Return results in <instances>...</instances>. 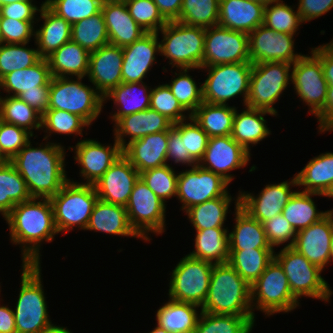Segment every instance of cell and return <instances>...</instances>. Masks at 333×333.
<instances>
[{
  "label": "cell",
  "mask_w": 333,
  "mask_h": 333,
  "mask_svg": "<svg viewBox=\"0 0 333 333\" xmlns=\"http://www.w3.org/2000/svg\"><path fill=\"white\" fill-rule=\"evenodd\" d=\"M50 200L56 229L66 235L74 227L85 231L98 196L94 185L75 183L69 178Z\"/></svg>",
  "instance_id": "52a82bcc"
},
{
  "label": "cell",
  "mask_w": 333,
  "mask_h": 333,
  "mask_svg": "<svg viewBox=\"0 0 333 333\" xmlns=\"http://www.w3.org/2000/svg\"><path fill=\"white\" fill-rule=\"evenodd\" d=\"M52 74L46 58H41L31 67L10 72L0 79L1 89L8 96L17 97L19 94L38 90L39 86L50 85Z\"/></svg>",
  "instance_id": "d590c367"
},
{
  "label": "cell",
  "mask_w": 333,
  "mask_h": 333,
  "mask_svg": "<svg viewBox=\"0 0 333 333\" xmlns=\"http://www.w3.org/2000/svg\"><path fill=\"white\" fill-rule=\"evenodd\" d=\"M122 82H144L160 56V38L157 33H146L132 44L122 48Z\"/></svg>",
  "instance_id": "7402d4cb"
},
{
  "label": "cell",
  "mask_w": 333,
  "mask_h": 333,
  "mask_svg": "<svg viewBox=\"0 0 333 333\" xmlns=\"http://www.w3.org/2000/svg\"><path fill=\"white\" fill-rule=\"evenodd\" d=\"M265 6L250 0H220L218 25L249 34L263 24Z\"/></svg>",
  "instance_id": "4316f807"
},
{
  "label": "cell",
  "mask_w": 333,
  "mask_h": 333,
  "mask_svg": "<svg viewBox=\"0 0 333 333\" xmlns=\"http://www.w3.org/2000/svg\"><path fill=\"white\" fill-rule=\"evenodd\" d=\"M251 305L270 317L277 313H289L300 305L290 291L288 279L279 262L274 258L251 285Z\"/></svg>",
  "instance_id": "30bf717a"
},
{
  "label": "cell",
  "mask_w": 333,
  "mask_h": 333,
  "mask_svg": "<svg viewBox=\"0 0 333 333\" xmlns=\"http://www.w3.org/2000/svg\"><path fill=\"white\" fill-rule=\"evenodd\" d=\"M250 62L249 35L219 25L205 30L203 67Z\"/></svg>",
  "instance_id": "2e32d148"
},
{
  "label": "cell",
  "mask_w": 333,
  "mask_h": 333,
  "mask_svg": "<svg viewBox=\"0 0 333 333\" xmlns=\"http://www.w3.org/2000/svg\"><path fill=\"white\" fill-rule=\"evenodd\" d=\"M101 12L107 27L109 44L123 48L147 33L130 16L126 3L103 2Z\"/></svg>",
  "instance_id": "83f0119b"
},
{
  "label": "cell",
  "mask_w": 333,
  "mask_h": 333,
  "mask_svg": "<svg viewBox=\"0 0 333 333\" xmlns=\"http://www.w3.org/2000/svg\"><path fill=\"white\" fill-rule=\"evenodd\" d=\"M201 310L198 305L169 299L156 311V323L170 333H193Z\"/></svg>",
  "instance_id": "e575fe53"
},
{
  "label": "cell",
  "mask_w": 333,
  "mask_h": 333,
  "mask_svg": "<svg viewBox=\"0 0 333 333\" xmlns=\"http://www.w3.org/2000/svg\"><path fill=\"white\" fill-rule=\"evenodd\" d=\"M122 47L107 44L90 53L88 80L104 97L122 83Z\"/></svg>",
  "instance_id": "603a6c76"
},
{
  "label": "cell",
  "mask_w": 333,
  "mask_h": 333,
  "mask_svg": "<svg viewBox=\"0 0 333 333\" xmlns=\"http://www.w3.org/2000/svg\"><path fill=\"white\" fill-rule=\"evenodd\" d=\"M331 231L327 219L299 230L293 248L301 253L310 263L324 270L331 262Z\"/></svg>",
  "instance_id": "484cf974"
},
{
  "label": "cell",
  "mask_w": 333,
  "mask_h": 333,
  "mask_svg": "<svg viewBox=\"0 0 333 333\" xmlns=\"http://www.w3.org/2000/svg\"><path fill=\"white\" fill-rule=\"evenodd\" d=\"M252 63L239 62L201 67L207 73L202 83L203 102L228 105L227 101L242 97L246 106Z\"/></svg>",
  "instance_id": "9c48e42d"
},
{
  "label": "cell",
  "mask_w": 333,
  "mask_h": 333,
  "mask_svg": "<svg viewBox=\"0 0 333 333\" xmlns=\"http://www.w3.org/2000/svg\"><path fill=\"white\" fill-rule=\"evenodd\" d=\"M140 173L122 154L94 184L98 199L126 206Z\"/></svg>",
  "instance_id": "44dd1931"
},
{
  "label": "cell",
  "mask_w": 333,
  "mask_h": 333,
  "mask_svg": "<svg viewBox=\"0 0 333 333\" xmlns=\"http://www.w3.org/2000/svg\"><path fill=\"white\" fill-rule=\"evenodd\" d=\"M50 85L39 86L38 90L26 91L17 97L43 115L49 109Z\"/></svg>",
  "instance_id": "03108f58"
},
{
  "label": "cell",
  "mask_w": 333,
  "mask_h": 333,
  "mask_svg": "<svg viewBox=\"0 0 333 333\" xmlns=\"http://www.w3.org/2000/svg\"><path fill=\"white\" fill-rule=\"evenodd\" d=\"M10 162V159L3 153L1 144H0V166L5 165Z\"/></svg>",
  "instance_id": "34e18365"
},
{
  "label": "cell",
  "mask_w": 333,
  "mask_h": 333,
  "mask_svg": "<svg viewBox=\"0 0 333 333\" xmlns=\"http://www.w3.org/2000/svg\"><path fill=\"white\" fill-rule=\"evenodd\" d=\"M220 0H183L179 22L208 28L217 26Z\"/></svg>",
  "instance_id": "f907efd6"
},
{
  "label": "cell",
  "mask_w": 333,
  "mask_h": 333,
  "mask_svg": "<svg viewBox=\"0 0 333 333\" xmlns=\"http://www.w3.org/2000/svg\"><path fill=\"white\" fill-rule=\"evenodd\" d=\"M274 249H245L229 251L228 263L250 285L260 277L274 259Z\"/></svg>",
  "instance_id": "7bdbcfd3"
},
{
  "label": "cell",
  "mask_w": 333,
  "mask_h": 333,
  "mask_svg": "<svg viewBox=\"0 0 333 333\" xmlns=\"http://www.w3.org/2000/svg\"><path fill=\"white\" fill-rule=\"evenodd\" d=\"M255 317L201 312L193 333H251Z\"/></svg>",
  "instance_id": "bcb514c9"
},
{
  "label": "cell",
  "mask_w": 333,
  "mask_h": 333,
  "mask_svg": "<svg viewBox=\"0 0 333 333\" xmlns=\"http://www.w3.org/2000/svg\"><path fill=\"white\" fill-rule=\"evenodd\" d=\"M28 44L0 43V79L10 72L31 67L41 59L37 47Z\"/></svg>",
  "instance_id": "816d5d0a"
},
{
  "label": "cell",
  "mask_w": 333,
  "mask_h": 333,
  "mask_svg": "<svg viewBox=\"0 0 333 333\" xmlns=\"http://www.w3.org/2000/svg\"><path fill=\"white\" fill-rule=\"evenodd\" d=\"M0 333H17L13 308L0 304Z\"/></svg>",
  "instance_id": "2644e50d"
},
{
  "label": "cell",
  "mask_w": 333,
  "mask_h": 333,
  "mask_svg": "<svg viewBox=\"0 0 333 333\" xmlns=\"http://www.w3.org/2000/svg\"><path fill=\"white\" fill-rule=\"evenodd\" d=\"M21 285L13 309L17 333H47L52 323L42 281L40 265L21 264Z\"/></svg>",
  "instance_id": "277c9868"
},
{
  "label": "cell",
  "mask_w": 333,
  "mask_h": 333,
  "mask_svg": "<svg viewBox=\"0 0 333 333\" xmlns=\"http://www.w3.org/2000/svg\"><path fill=\"white\" fill-rule=\"evenodd\" d=\"M86 231L101 232L121 237L139 238L131 228L127 210L124 206L115 205L98 199L93 207Z\"/></svg>",
  "instance_id": "1f68e13d"
},
{
  "label": "cell",
  "mask_w": 333,
  "mask_h": 333,
  "mask_svg": "<svg viewBox=\"0 0 333 333\" xmlns=\"http://www.w3.org/2000/svg\"><path fill=\"white\" fill-rule=\"evenodd\" d=\"M86 127L91 126L79 115L59 109H48L42 115L41 130L47 133L44 135L42 142L49 140L53 133L55 135H76V137L79 135L82 138L84 128L88 129Z\"/></svg>",
  "instance_id": "7dc6e473"
},
{
  "label": "cell",
  "mask_w": 333,
  "mask_h": 333,
  "mask_svg": "<svg viewBox=\"0 0 333 333\" xmlns=\"http://www.w3.org/2000/svg\"><path fill=\"white\" fill-rule=\"evenodd\" d=\"M0 120L26 129L33 136L42 129V115L18 97L0 95Z\"/></svg>",
  "instance_id": "ee69618b"
},
{
  "label": "cell",
  "mask_w": 333,
  "mask_h": 333,
  "mask_svg": "<svg viewBox=\"0 0 333 333\" xmlns=\"http://www.w3.org/2000/svg\"><path fill=\"white\" fill-rule=\"evenodd\" d=\"M71 40L90 53L109 44L102 12L72 24Z\"/></svg>",
  "instance_id": "f6af8a7d"
},
{
  "label": "cell",
  "mask_w": 333,
  "mask_h": 333,
  "mask_svg": "<svg viewBox=\"0 0 333 333\" xmlns=\"http://www.w3.org/2000/svg\"><path fill=\"white\" fill-rule=\"evenodd\" d=\"M17 1H23V0H0V6L9 4L11 2H17ZM30 1H33V0H30Z\"/></svg>",
  "instance_id": "09005b40"
},
{
  "label": "cell",
  "mask_w": 333,
  "mask_h": 333,
  "mask_svg": "<svg viewBox=\"0 0 333 333\" xmlns=\"http://www.w3.org/2000/svg\"><path fill=\"white\" fill-rule=\"evenodd\" d=\"M168 130L131 141L122 154L142 173L167 164Z\"/></svg>",
  "instance_id": "d4e9b609"
},
{
  "label": "cell",
  "mask_w": 333,
  "mask_h": 333,
  "mask_svg": "<svg viewBox=\"0 0 333 333\" xmlns=\"http://www.w3.org/2000/svg\"><path fill=\"white\" fill-rule=\"evenodd\" d=\"M292 64L265 62L252 65L246 106L278 115L274 105L291 83Z\"/></svg>",
  "instance_id": "8fae6325"
},
{
  "label": "cell",
  "mask_w": 333,
  "mask_h": 333,
  "mask_svg": "<svg viewBox=\"0 0 333 333\" xmlns=\"http://www.w3.org/2000/svg\"><path fill=\"white\" fill-rule=\"evenodd\" d=\"M181 138H185L186 152H189V155L199 163L207 148L210 137L190 117L181 121Z\"/></svg>",
  "instance_id": "680465c9"
},
{
  "label": "cell",
  "mask_w": 333,
  "mask_h": 333,
  "mask_svg": "<svg viewBox=\"0 0 333 333\" xmlns=\"http://www.w3.org/2000/svg\"><path fill=\"white\" fill-rule=\"evenodd\" d=\"M47 333H73V332H71V330H69L67 327L57 325L55 328L48 331Z\"/></svg>",
  "instance_id": "753ad0ef"
},
{
  "label": "cell",
  "mask_w": 333,
  "mask_h": 333,
  "mask_svg": "<svg viewBox=\"0 0 333 333\" xmlns=\"http://www.w3.org/2000/svg\"><path fill=\"white\" fill-rule=\"evenodd\" d=\"M313 196L321 197L322 194L297 190L282 210L281 214L296 232L324 218L325 211L317 209Z\"/></svg>",
  "instance_id": "60d3db41"
},
{
  "label": "cell",
  "mask_w": 333,
  "mask_h": 333,
  "mask_svg": "<svg viewBox=\"0 0 333 333\" xmlns=\"http://www.w3.org/2000/svg\"><path fill=\"white\" fill-rule=\"evenodd\" d=\"M236 199V200H235ZM240 205V192L235 198L232 196H221L206 201L199 205L188 208L184 213L195 230L211 228H224L231 202Z\"/></svg>",
  "instance_id": "8d00e7d4"
},
{
  "label": "cell",
  "mask_w": 333,
  "mask_h": 333,
  "mask_svg": "<svg viewBox=\"0 0 333 333\" xmlns=\"http://www.w3.org/2000/svg\"><path fill=\"white\" fill-rule=\"evenodd\" d=\"M172 161L178 166H196L198 163L186 152L185 138H181V121L174 123L168 130L167 164Z\"/></svg>",
  "instance_id": "6125c7cd"
},
{
  "label": "cell",
  "mask_w": 333,
  "mask_h": 333,
  "mask_svg": "<svg viewBox=\"0 0 333 333\" xmlns=\"http://www.w3.org/2000/svg\"><path fill=\"white\" fill-rule=\"evenodd\" d=\"M324 217L327 219L329 223L331 235L333 236V209L326 210Z\"/></svg>",
  "instance_id": "8c879c8a"
},
{
  "label": "cell",
  "mask_w": 333,
  "mask_h": 333,
  "mask_svg": "<svg viewBox=\"0 0 333 333\" xmlns=\"http://www.w3.org/2000/svg\"><path fill=\"white\" fill-rule=\"evenodd\" d=\"M298 187L296 176L290 181L266 184V186L254 195L252 192L240 191V207L252 218L260 223L282 213L283 208L296 192L292 187Z\"/></svg>",
  "instance_id": "ffe728a7"
},
{
  "label": "cell",
  "mask_w": 333,
  "mask_h": 333,
  "mask_svg": "<svg viewBox=\"0 0 333 333\" xmlns=\"http://www.w3.org/2000/svg\"><path fill=\"white\" fill-rule=\"evenodd\" d=\"M26 129L0 120V144L3 153L11 160L31 140Z\"/></svg>",
  "instance_id": "94428289"
},
{
  "label": "cell",
  "mask_w": 333,
  "mask_h": 333,
  "mask_svg": "<svg viewBox=\"0 0 333 333\" xmlns=\"http://www.w3.org/2000/svg\"><path fill=\"white\" fill-rule=\"evenodd\" d=\"M101 0H45V5L71 25L101 12Z\"/></svg>",
  "instance_id": "f5cc1de1"
},
{
  "label": "cell",
  "mask_w": 333,
  "mask_h": 333,
  "mask_svg": "<svg viewBox=\"0 0 333 333\" xmlns=\"http://www.w3.org/2000/svg\"><path fill=\"white\" fill-rule=\"evenodd\" d=\"M51 142L34 147L30 140L10 160L25 180L32 198H51L69 181L65 147Z\"/></svg>",
  "instance_id": "6da1fadb"
},
{
  "label": "cell",
  "mask_w": 333,
  "mask_h": 333,
  "mask_svg": "<svg viewBox=\"0 0 333 333\" xmlns=\"http://www.w3.org/2000/svg\"><path fill=\"white\" fill-rule=\"evenodd\" d=\"M284 3L283 0H276L265 6L263 25L273 29L275 32L298 35L302 20L298 9Z\"/></svg>",
  "instance_id": "681fc988"
},
{
  "label": "cell",
  "mask_w": 333,
  "mask_h": 333,
  "mask_svg": "<svg viewBox=\"0 0 333 333\" xmlns=\"http://www.w3.org/2000/svg\"><path fill=\"white\" fill-rule=\"evenodd\" d=\"M288 279L290 291L300 301L302 297L329 302L333 294L332 287L326 282L318 266L310 263L293 247H282L274 253Z\"/></svg>",
  "instance_id": "ba28073f"
},
{
  "label": "cell",
  "mask_w": 333,
  "mask_h": 333,
  "mask_svg": "<svg viewBox=\"0 0 333 333\" xmlns=\"http://www.w3.org/2000/svg\"><path fill=\"white\" fill-rule=\"evenodd\" d=\"M35 24H37L35 21L0 17V43H30V40L35 37Z\"/></svg>",
  "instance_id": "6f0895ef"
},
{
  "label": "cell",
  "mask_w": 333,
  "mask_h": 333,
  "mask_svg": "<svg viewBox=\"0 0 333 333\" xmlns=\"http://www.w3.org/2000/svg\"><path fill=\"white\" fill-rule=\"evenodd\" d=\"M34 1L23 0L11 2L0 6V17L16 19L19 21H37L36 13H39L40 8L45 4V1L38 7Z\"/></svg>",
  "instance_id": "be15d7a7"
},
{
  "label": "cell",
  "mask_w": 333,
  "mask_h": 333,
  "mask_svg": "<svg viewBox=\"0 0 333 333\" xmlns=\"http://www.w3.org/2000/svg\"><path fill=\"white\" fill-rule=\"evenodd\" d=\"M4 219L10 231V242L21 247L22 264L40 265L42 243L53 242L59 234L50 198H32L18 203Z\"/></svg>",
  "instance_id": "7a4b0ae2"
},
{
  "label": "cell",
  "mask_w": 333,
  "mask_h": 333,
  "mask_svg": "<svg viewBox=\"0 0 333 333\" xmlns=\"http://www.w3.org/2000/svg\"><path fill=\"white\" fill-rule=\"evenodd\" d=\"M32 199L27 184L9 162L0 166V213L5 218L16 204Z\"/></svg>",
  "instance_id": "b9f144b4"
},
{
  "label": "cell",
  "mask_w": 333,
  "mask_h": 333,
  "mask_svg": "<svg viewBox=\"0 0 333 333\" xmlns=\"http://www.w3.org/2000/svg\"><path fill=\"white\" fill-rule=\"evenodd\" d=\"M214 264L200 259L183 256L172 270L168 297L177 302L203 306L210 285Z\"/></svg>",
  "instance_id": "7c38bea8"
},
{
  "label": "cell",
  "mask_w": 333,
  "mask_h": 333,
  "mask_svg": "<svg viewBox=\"0 0 333 333\" xmlns=\"http://www.w3.org/2000/svg\"><path fill=\"white\" fill-rule=\"evenodd\" d=\"M178 173L179 171H175L173 166L166 164L146 170L140 173V177L149 189L166 204V200L176 197Z\"/></svg>",
  "instance_id": "db71d44e"
},
{
  "label": "cell",
  "mask_w": 333,
  "mask_h": 333,
  "mask_svg": "<svg viewBox=\"0 0 333 333\" xmlns=\"http://www.w3.org/2000/svg\"><path fill=\"white\" fill-rule=\"evenodd\" d=\"M126 6L130 16L147 33H157L167 24L153 0H129Z\"/></svg>",
  "instance_id": "9f6ffc18"
},
{
  "label": "cell",
  "mask_w": 333,
  "mask_h": 333,
  "mask_svg": "<svg viewBox=\"0 0 333 333\" xmlns=\"http://www.w3.org/2000/svg\"><path fill=\"white\" fill-rule=\"evenodd\" d=\"M330 255H331V262H332L333 261V236L331 238Z\"/></svg>",
  "instance_id": "979ff035"
},
{
  "label": "cell",
  "mask_w": 333,
  "mask_h": 333,
  "mask_svg": "<svg viewBox=\"0 0 333 333\" xmlns=\"http://www.w3.org/2000/svg\"><path fill=\"white\" fill-rule=\"evenodd\" d=\"M202 312L255 317L250 285L228 263L214 264Z\"/></svg>",
  "instance_id": "3957f363"
},
{
  "label": "cell",
  "mask_w": 333,
  "mask_h": 333,
  "mask_svg": "<svg viewBox=\"0 0 333 333\" xmlns=\"http://www.w3.org/2000/svg\"><path fill=\"white\" fill-rule=\"evenodd\" d=\"M235 225L229 234V251L273 249L265 235L263 224L252 218L240 205H235Z\"/></svg>",
  "instance_id": "d6a6232c"
},
{
  "label": "cell",
  "mask_w": 333,
  "mask_h": 333,
  "mask_svg": "<svg viewBox=\"0 0 333 333\" xmlns=\"http://www.w3.org/2000/svg\"><path fill=\"white\" fill-rule=\"evenodd\" d=\"M324 197L333 198V182L330 183L328 188L322 194Z\"/></svg>",
  "instance_id": "11e5206c"
},
{
  "label": "cell",
  "mask_w": 333,
  "mask_h": 333,
  "mask_svg": "<svg viewBox=\"0 0 333 333\" xmlns=\"http://www.w3.org/2000/svg\"><path fill=\"white\" fill-rule=\"evenodd\" d=\"M68 149L74 151V161L80 167L79 175L83 181L85 180L75 183L87 185H94L122 155V148L115 138L113 146L86 138L78 141L75 146H69Z\"/></svg>",
  "instance_id": "e0dca14e"
},
{
  "label": "cell",
  "mask_w": 333,
  "mask_h": 333,
  "mask_svg": "<svg viewBox=\"0 0 333 333\" xmlns=\"http://www.w3.org/2000/svg\"><path fill=\"white\" fill-rule=\"evenodd\" d=\"M173 124L165 115L149 108L120 118L113 124V138L123 149L131 141L149 134L167 131Z\"/></svg>",
  "instance_id": "cb8c5ba5"
},
{
  "label": "cell",
  "mask_w": 333,
  "mask_h": 333,
  "mask_svg": "<svg viewBox=\"0 0 333 333\" xmlns=\"http://www.w3.org/2000/svg\"><path fill=\"white\" fill-rule=\"evenodd\" d=\"M162 17L167 21H178L183 0H153Z\"/></svg>",
  "instance_id": "89a4df30"
},
{
  "label": "cell",
  "mask_w": 333,
  "mask_h": 333,
  "mask_svg": "<svg viewBox=\"0 0 333 333\" xmlns=\"http://www.w3.org/2000/svg\"><path fill=\"white\" fill-rule=\"evenodd\" d=\"M52 77H85L89 71L90 52L72 40L48 56Z\"/></svg>",
  "instance_id": "836d02e7"
},
{
  "label": "cell",
  "mask_w": 333,
  "mask_h": 333,
  "mask_svg": "<svg viewBox=\"0 0 333 333\" xmlns=\"http://www.w3.org/2000/svg\"><path fill=\"white\" fill-rule=\"evenodd\" d=\"M249 154L231 135L210 137L198 165L220 175L229 184L235 178L230 171L242 169L251 160Z\"/></svg>",
  "instance_id": "d6986e66"
},
{
  "label": "cell",
  "mask_w": 333,
  "mask_h": 333,
  "mask_svg": "<svg viewBox=\"0 0 333 333\" xmlns=\"http://www.w3.org/2000/svg\"><path fill=\"white\" fill-rule=\"evenodd\" d=\"M149 333H170V332H168L166 329H163V328L159 327L156 324V327H154L153 330H151Z\"/></svg>",
  "instance_id": "2a66077c"
},
{
  "label": "cell",
  "mask_w": 333,
  "mask_h": 333,
  "mask_svg": "<svg viewBox=\"0 0 333 333\" xmlns=\"http://www.w3.org/2000/svg\"><path fill=\"white\" fill-rule=\"evenodd\" d=\"M316 118L319 122L318 132L322 134L326 131H333V85H328L326 105Z\"/></svg>",
  "instance_id": "a7ac6f4b"
},
{
  "label": "cell",
  "mask_w": 333,
  "mask_h": 333,
  "mask_svg": "<svg viewBox=\"0 0 333 333\" xmlns=\"http://www.w3.org/2000/svg\"><path fill=\"white\" fill-rule=\"evenodd\" d=\"M152 87L146 85L145 82L138 83H121L113 88L104 96V104L107 100H113L114 109L109 113L111 121L114 124L122 117L134 114L150 108ZM113 113V114H112Z\"/></svg>",
  "instance_id": "4dcf8cb0"
},
{
  "label": "cell",
  "mask_w": 333,
  "mask_h": 333,
  "mask_svg": "<svg viewBox=\"0 0 333 333\" xmlns=\"http://www.w3.org/2000/svg\"><path fill=\"white\" fill-rule=\"evenodd\" d=\"M206 28L191 26L179 21L167 22L157 34L162 35L160 56L176 69L203 67Z\"/></svg>",
  "instance_id": "5b68a950"
},
{
  "label": "cell",
  "mask_w": 333,
  "mask_h": 333,
  "mask_svg": "<svg viewBox=\"0 0 333 333\" xmlns=\"http://www.w3.org/2000/svg\"><path fill=\"white\" fill-rule=\"evenodd\" d=\"M303 54L291 68V84L299 101L308 106V114L315 117L324 109L328 82L324 77L321 60L311 51Z\"/></svg>",
  "instance_id": "5bb4252c"
},
{
  "label": "cell",
  "mask_w": 333,
  "mask_h": 333,
  "mask_svg": "<svg viewBox=\"0 0 333 333\" xmlns=\"http://www.w3.org/2000/svg\"><path fill=\"white\" fill-rule=\"evenodd\" d=\"M311 51L321 60L328 85H333V39L329 43L311 48Z\"/></svg>",
  "instance_id": "003e7915"
},
{
  "label": "cell",
  "mask_w": 333,
  "mask_h": 333,
  "mask_svg": "<svg viewBox=\"0 0 333 333\" xmlns=\"http://www.w3.org/2000/svg\"><path fill=\"white\" fill-rule=\"evenodd\" d=\"M228 186L229 183L220 175L197 164L178 173L176 198L182 203L180 209L185 212L217 197L231 196Z\"/></svg>",
  "instance_id": "9a60e30c"
},
{
  "label": "cell",
  "mask_w": 333,
  "mask_h": 333,
  "mask_svg": "<svg viewBox=\"0 0 333 333\" xmlns=\"http://www.w3.org/2000/svg\"><path fill=\"white\" fill-rule=\"evenodd\" d=\"M166 206L139 177L125 208L131 228L143 241L150 242L151 233L158 236L165 232Z\"/></svg>",
  "instance_id": "4fadbf2b"
},
{
  "label": "cell",
  "mask_w": 333,
  "mask_h": 333,
  "mask_svg": "<svg viewBox=\"0 0 333 333\" xmlns=\"http://www.w3.org/2000/svg\"><path fill=\"white\" fill-rule=\"evenodd\" d=\"M236 108L203 102L191 117L209 137L226 136L231 135Z\"/></svg>",
  "instance_id": "f35d334b"
},
{
  "label": "cell",
  "mask_w": 333,
  "mask_h": 333,
  "mask_svg": "<svg viewBox=\"0 0 333 333\" xmlns=\"http://www.w3.org/2000/svg\"><path fill=\"white\" fill-rule=\"evenodd\" d=\"M37 23L43 24L35 29V44L41 58H47L63 44L71 40L72 25L57 16L45 4L40 8Z\"/></svg>",
  "instance_id": "f546056e"
},
{
  "label": "cell",
  "mask_w": 333,
  "mask_h": 333,
  "mask_svg": "<svg viewBox=\"0 0 333 333\" xmlns=\"http://www.w3.org/2000/svg\"><path fill=\"white\" fill-rule=\"evenodd\" d=\"M191 70L194 71L197 68L176 69V72H178H174L176 77L173 76L171 82L166 83L173 96L190 115L203 103L202 83L198 84L194 80L189 74Z\"/></svg>",
  "instance_id": "c3c4849f"
},
{
  "label": "cell",
  "mask_w": 333,
  "mask_h": 333,
  "mask_svg": "<svg viewBox=\"0 0 333 333\" xmlns=\"http://www.w3.org/2000/svg\"><path fill=\"white\" fill-rule=\"evenodd\" d=\"M195 231V248L188 254L190 257L213 264L228 262L230 257L228 227Z\"/></svg>",
  "instance_id": "74e56055"
},
{
  "label": "cell",
  "mask_w": 333,
  "mask_h": 333,
  "mask_svg": "<svg viewBox=\"0 0 333 333\" xmlns=\"http://www.w3.org/2000/svg\"><path fill=\"white\" fill-rule=\"evenodd\" d=\"M303 192L323 194L333 182V153L325 152L313 157L295 174Z\"/></svg>",
  "instance_id": "ab89813d"
},
{
  "label": "cell",
  "mask_w": 333,
  "mask_h": 333,
  "mask_svg": "<svg viewBox=\"0 0 333 333\" xmlns=\"http://www.w3.org/2000/svg\"><path fill=\"white\" fill-rule=\"evenodd\" d=\"M235 111L231 137L239 143L249 154H251V146L259 144L262 140L270 137L271 130L268 127L267 119L264 116H276L274 113L250 108L245 106L241 112Z\"/></svg>",
  "instance_id": "f1b7e54d"
},
{
  "label": "cell",
  "mask_w": 333,
  "mask_h": 333,
  "mask_svg": "<svg viewBox=\"0 0 333 333\" xmlns=\"http://www.w3.org/2000/svg\"><path fill=\"white\" fill-rule=\"evenodd\" d=\"M298 12L303 24L328 13L333 8V0H298Z\"/></svg>",
  "instance_id": "e7e4bbea"
},
{
  "label": "cell",
  "mask_w": 333,
  "mask_h": 333,
  "mask_svg": "<svg viewBox=\"0 0 333 333\" xmlns=\"http://www.w3.org/2000/svg\"><path fill=\"white\" fill-rule=\"evenodd\" d=\"M83 79L84 77H52L49 109L79 115L91 126L103 111L104 97L94 86L82 83Z\"/></svg>",
  "instance_id": "8992f818"
},
{
  "label": "cell",
  "mask_w": 333,
  "mask_h": 333,
  "mask_svg": "<svg viewBox=\"0 0 333 333\" xmlns=\"http://www.w3.org/2000/svg\"><path fill=\"white\" fill-rule=\"evenodd\" d=\"M129 0H109V2H118V3H126Z\"/></svg>",
  "instance_id": "deb4b68c"
},
{
  "label": "cell",
  "mask_w": 333,
  "mask_h": 333,
  "mask_svg": "<svg viewBox=\"0 0 333 333\" xmlns=\"http://www.w3.org/2000/svg\"><path fill=\"white\" fill-rule=\"evenodd\" d=\"M250 1H253L255 3L261 4L264 6H268L271 2H274L276 0H250Z\"/></svg>",
  "instance_id": "b9fcfbb0"
},
{
  "label": "cell",
  "mask_w": 333,
  "mask_h": 333,
  "mask_svg": "<svg viewBox=\"0 0 333 333\" xmlns=\"http://www.w3.org/2000/svg\"><path fill=\"white\" fill-rule=\"evenodd\" d=\"M150 109L165 115L173 123L186 120L191 115L180 105L173 96L168 85L163 83L151 90ZM187 114V115H186Z\"/></svg>",
  "instance_id": "11a10c76"
},
{
  "label": "cell",
  "mask_w": 333,
  "mask_h": 333,
  "mask_svg": "<svg viewBox=\"0 0 333 333\" xmlns=\"http://www.w3.org/2000/svg\"><path fill=\"white\" fill-rule=\"evenodd\" d=\"M250 63L287 62L293 64L303 54L295 53L294 35L275 32L261 24L249 34Z\"/></svg>",
  "instance_id": "ac0fdd59"
},
{
  "label": "cell",
  "mask_w": 333,
  "mask_h": 333,
  "mask_svg": "<svg viewBox=\"0 0 333 333\" xmlns=\"http://www.w3.org/2000/svg\"><path fill=\"white\" fill-rule=\"evenodd\" d=\"M269 245L275 250V246L293 247L297 232L282 214L262 223Z\"/></svg>",
  "instance_id": "91938a15"
}]
</instances>
